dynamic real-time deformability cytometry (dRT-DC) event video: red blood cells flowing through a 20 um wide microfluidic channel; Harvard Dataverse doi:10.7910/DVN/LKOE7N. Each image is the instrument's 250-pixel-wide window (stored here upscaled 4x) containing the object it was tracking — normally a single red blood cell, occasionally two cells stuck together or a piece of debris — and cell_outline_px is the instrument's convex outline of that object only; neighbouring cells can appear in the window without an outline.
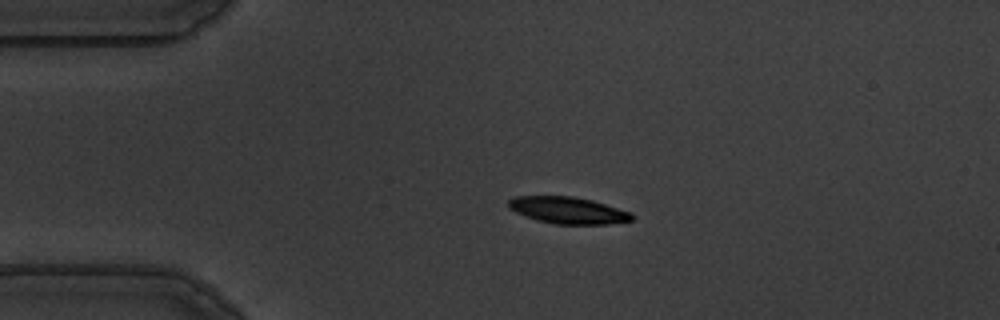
{"species": "common noctule bat (a hibernating species)", "species_latin": "Nyctalus noctula", "temperature_condition": "warm", "stored_images_in_passage": 45, "camera_frame_rate_fps": 3000, "um_per_image_px": 0.085, "animal": {"sex": "male", "body_mass_g": 19.5, "forearm_length_mm": 54.6}, "frame": {"image": 1, "passage_image": 1, "time_ms": 0.0, "image_size_px": [1000, 320], "cell_outline_px": [[632, 220], [608, 224], [556, 224], [536, 220], [516, 212], [508, 208], [508, 200], [512, 196], [572, 196], [592, 200], [632, 212]], "centroid_in_image_um": [48.25, 17.87], "position_along_channel_um": 36.7, "area_um2": 19.25}}
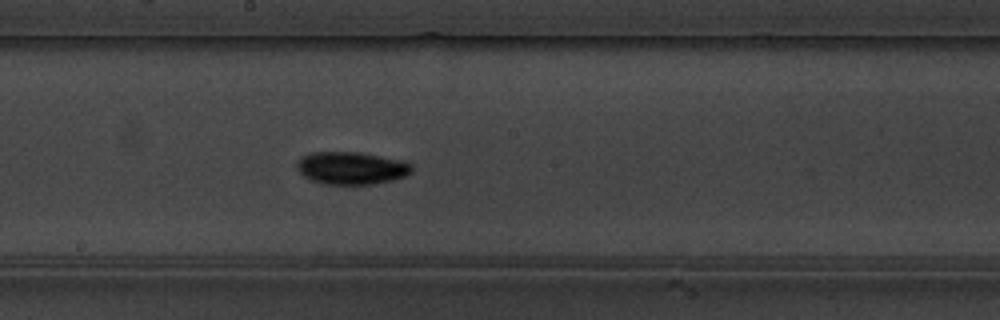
{"frame": {"image": 2, "passage_image": 19, "time_ms": 6.0, "image_size_px": [1000, 320], "cell_outline_px": [[412, 172], [404, 176], [392, 180], [372, 184], [324, 184], [308, 180], [296, 168], [296, 160], [300, 156], [312, 152], [360, 152], [380, 156], [412, 164]], "centroid_in_image_um": [29.79, 14.28], "position_along_channel_um": 218.4, "area_um2": 21.85}}
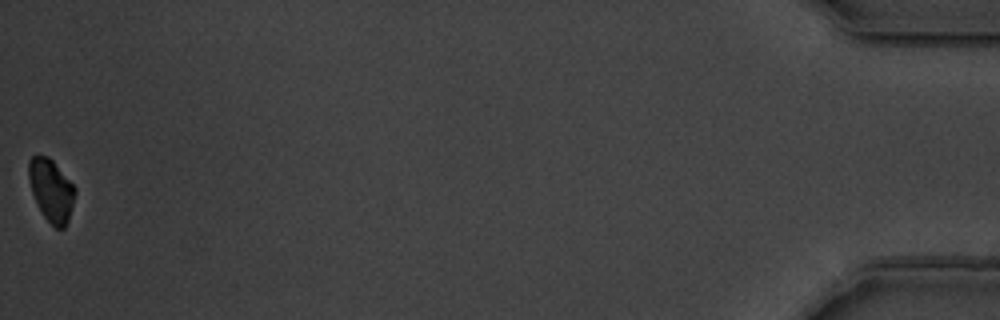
{"frame": {"image": 3, "passage_image": 45, "time_ms": 14.667, "image_size_px": [1000, 320], "cell_outline_px": [[76, 192], [68, 220], [64, 228], [56, 228], [44, 216], [32, 192], [28, 176], [28, 160], [32, 156], [48, 156], [52, 160], [76, 188]], "centroid_in_image_um": [4.36, 16.15], "position_along_channel_um": 430.8, "area_um2": 16.47}, "authors_computed_cell_mechanics": {"area_um2": 20.1722, "velocity_mm_per_s": 3.5869, "shape_relaxation_time_tau1_ms": 3.885, "shape_relaxation_time_tau2_ms": 3.9943, "deformation_change_tau1": 0.1799, "deformation_change_tau2": 0.066}}